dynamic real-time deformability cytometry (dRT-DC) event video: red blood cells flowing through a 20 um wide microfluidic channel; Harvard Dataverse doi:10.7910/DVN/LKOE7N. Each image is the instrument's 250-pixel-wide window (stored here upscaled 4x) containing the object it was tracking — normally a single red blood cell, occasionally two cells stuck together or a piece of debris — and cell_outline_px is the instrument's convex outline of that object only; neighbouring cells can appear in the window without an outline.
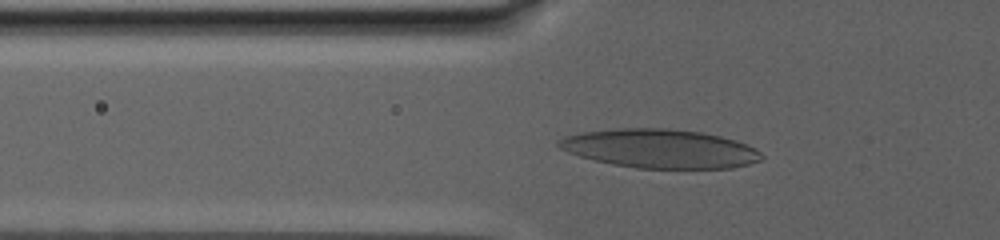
{"species": "human", "species_latin": "Homo sapiens", "temperature_condition": "warm", "stored_images_in_passage": 57, "camera_frame_rate_fps": 3000, "um_per_image_px": 0.085, "donor": {"sex": "male"}, "frame": {"image": 1, "passage_image": 4, "time_ms": 0.667, "image_size_px": [1000, 240], "cell_outline_px": [[764, 156], [760, 160], [748, 164], [732, 168], [636, 168], [612, 164], [580, 156], [568, 152], [560, 148], [556, 144], [564, 136], [580, 132], [616, 128], [668, 128], [704, 132], [736, 140], [756, 148]], "centroid_in_image_um": [56.11, 12.62], "position_along_channel_um": 69.7, "area_um2": 46.01}}
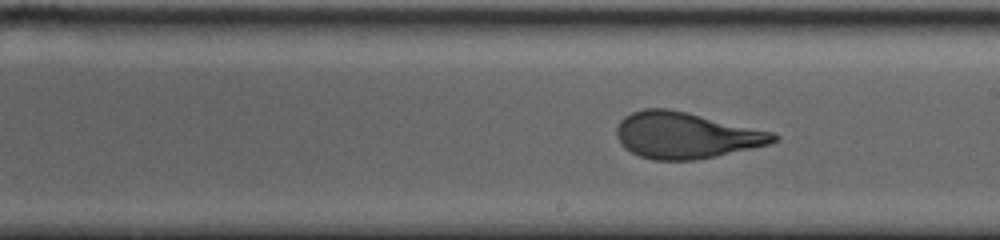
{"frame": {"image": 2, "passage_image": 35, "time_ms": 7.0, "image_size_px": [1000, 240], "cell_outline_px": [[780, 136], [776, 140], [768, 144], [716, 156], [696, 160], [652, 160], [640, 156], [624, 148], [620, 144], [616, 136], [616, 128], [620, 120], [624, 116], [632, 112], [644, 108], [668, 108], [776, 132]], "centroid_in_image_um": [58.27, 11.5], "position_along_channel_um": 230.7, "area_um2": 42.43}}
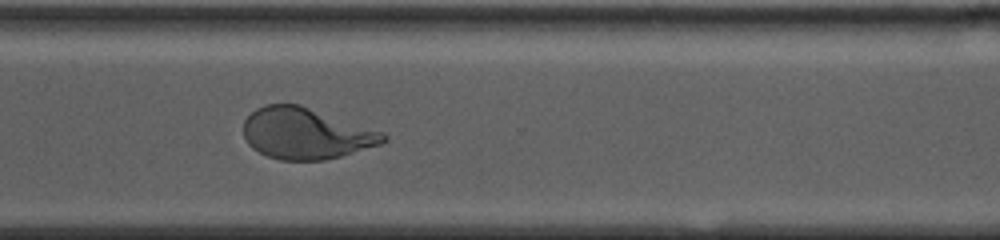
{"frame": {"image": 3, "passage_image": 56, "time_ms": 11.333, "image_size_px": [1000, 240], "cell_outline_px": [[388, 140], [380, 144], [340, 156], [324, 160], [280, 160], [268, 156], [252, 148], [248, 144], [244, 136], [244, 120], [256, 108], [264, 104], [300, 104], [384, 132], [388, 136]], "centroid_in_image_um": [26.0, 11.34], "position_along_channel_um": 344.6, "area_um2": 41.67}}